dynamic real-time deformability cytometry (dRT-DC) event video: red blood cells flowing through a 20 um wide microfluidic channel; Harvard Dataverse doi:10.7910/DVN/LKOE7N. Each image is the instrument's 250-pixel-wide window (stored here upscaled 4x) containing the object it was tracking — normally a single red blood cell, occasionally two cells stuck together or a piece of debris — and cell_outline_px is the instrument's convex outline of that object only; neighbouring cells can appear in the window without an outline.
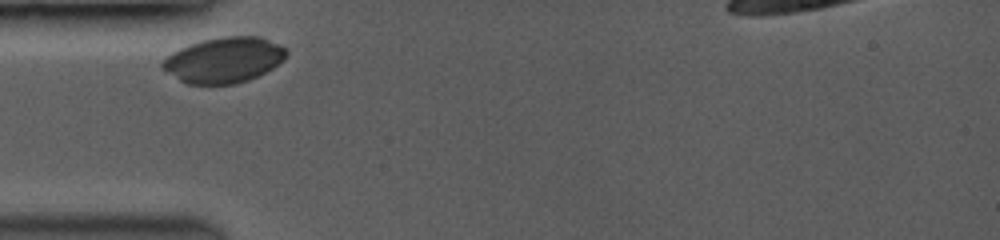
{"species": "common noctule bat (a hibernating species)", "species_latin": "Nyctalus noctula", "temperature_condition": "room temperature", "stored_images_in_passage": 33, "camera_frame_rate_fps": 3500, "um_per_image_px": 0.085, "animal": {"sex": "female", "body_mass_g": 19.0, "forearm_length_mm": 53.3}, "frame": {"image": 1, "passage_image": 1, "time_ms": 0.0, "image_size_px": [1000, 240], "cell_outline_px": [[288, 52], [284, 60], [272, 68], [248, 80], [232, 84], [188, 84], [180, 80], [160, 68], [160, 64], [172, 52], [180, 48], [204, 40], [224, 36], [260, 36], [280, 44]], "centroid_in_image_um": [19.04, 5.09], "position_along_channel_um": 66.0, "area_um2": 32.66}}
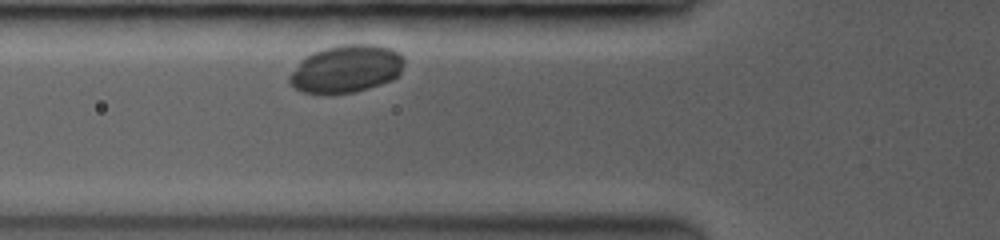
{"frame": {"image": 2, "passage_image": 3, "time_ms": 0.857, "image_size_px": [1000, 240], "cell_outline_px": [[404, 64], [400, 72], [392, 80], [368, 88], [352, 92], [304, 92], [296, 88], [288, 80], [288, 76], [300, 60], [304, 56], [312, 52], [324, 48], [344, 44], [376, 44], [392, 48], [400, 52], [404, 56]], "centroid_in_image_um": [29.46, 5.81], "position_along_channel_um": 96.3, "area_um2": 31.67}}